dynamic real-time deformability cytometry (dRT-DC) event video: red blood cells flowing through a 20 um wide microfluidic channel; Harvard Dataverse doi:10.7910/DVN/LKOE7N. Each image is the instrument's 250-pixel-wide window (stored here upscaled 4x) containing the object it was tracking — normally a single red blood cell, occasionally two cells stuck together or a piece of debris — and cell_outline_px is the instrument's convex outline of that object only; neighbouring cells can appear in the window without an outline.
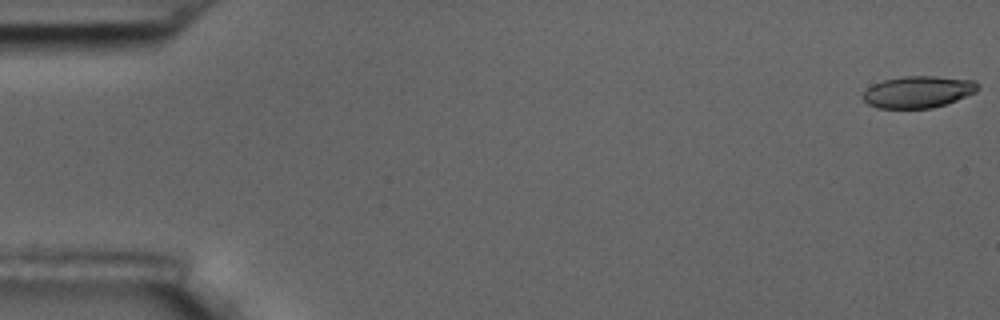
{"species": "common noctule bat (a hibernating species)", "species_latin": "Nyctalus noctula", "temperature_condition": "room temperature", "stored_images_in_passage": 7, "camera_frame_rate_fps": 3000, "um_per_image_px": 0.085, "animal": {"sex": "male", "body_mass_g": 17.5, "forearm_length_mm": 52.3}, "frame": {"image": 1, "passage_image": 1, "time_ms": 0.0, "image_size_px": [1000, 320], "cell_outline_px": [[980, 88], [976, 92], [956, 100], [932, 108], [876, 108], [868, 104], [864, 100], [864, 92], [872, 84], [884, 80], [904, 76], [936, 76], [976, 80], [980, 84]], "centroid_in_image_um": [78.08, 7.8], "position_along_channel_um": 6.9, "area_um2": 21.33}}
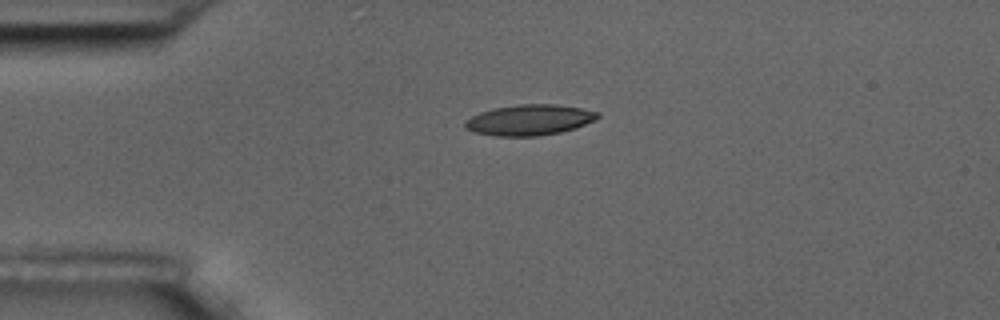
{"frame": {"image": 2, "passage_image": 5, "time_ms": 4.333, "image_size_px": [1000, 320], "cell_outline_px": [[600, 116], [596, 120], [576, 128], [560, 132], [536, 136], [496, 136], [476, 132], [464, 128], [464, 124], [472, 116], [480, 112], [492, 108], [516, 104], [556, 104], [580, 108], [600, 112]], "centroid_in_image_um": [45.03, 10.19], "position_along_channel_um": 40.0, "area_um2": 23.76}}